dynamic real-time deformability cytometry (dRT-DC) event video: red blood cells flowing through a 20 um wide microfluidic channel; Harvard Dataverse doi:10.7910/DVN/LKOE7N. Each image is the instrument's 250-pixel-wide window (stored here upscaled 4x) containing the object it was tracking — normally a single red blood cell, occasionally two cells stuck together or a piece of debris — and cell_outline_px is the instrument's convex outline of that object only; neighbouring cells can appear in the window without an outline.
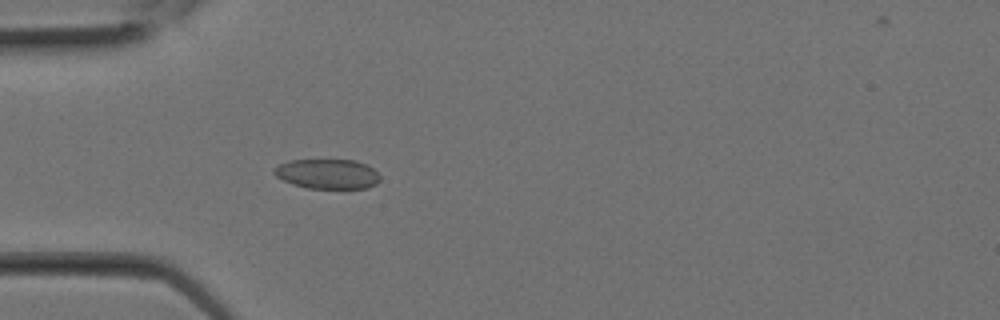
{"species": "Egyptian fruit bat (a non-hibernating species)", "species_latin": "Rousettus aegyptiacus", "temperature_condition": "room temperature", "stored_images_in_passage": 24, "camera_frame_rate_fps": 3000, "um_per_image_px": 0.085, "animal": {"sex": "female"}, "frame": {"image": 1, "passage_image": 7, "time_ms": 2.0, "image_size_px": [1000, 320], "cell_outline_px": [[380, 180], [376, 184], [368, 188], [308, 188], [292, 184], [276, 176], [272, 172], [280, 164], [288, 160], [356, 160], [372, 168], [380, 176]], "centroid_in_image_um": [27.84, 14.78], "position_along_channel_um": 57.2, "area_um2": 18.26}}
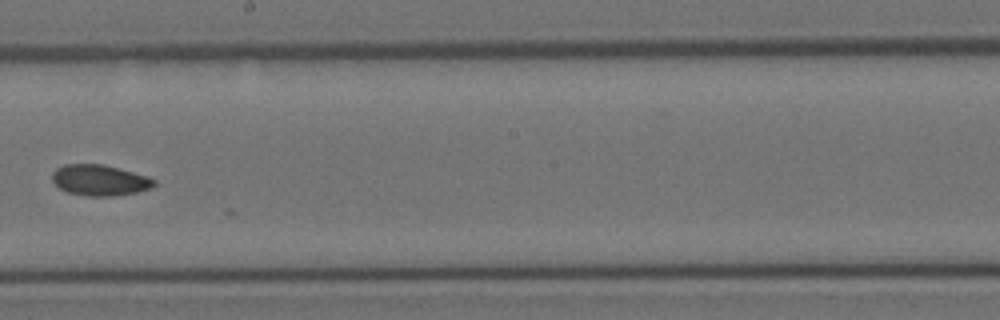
{"frame": {"image": 2, "passage_image": 14, "time_ms": 4.333, "image_size_px": [1000, 320], "cell_outline_px": [[156, 184], [152, 188], [136, 192], [116, 196], [88, 196], [68, 192], [60, 188], [52, 180], [52, 172], [56, 168], [64, 164], [104, 164], [148, 176], [156, 180]], "centroid_in_image_um": [8.49, 15.31], "position_along_channel_um": 239.7, "area_um2": 18.44}}
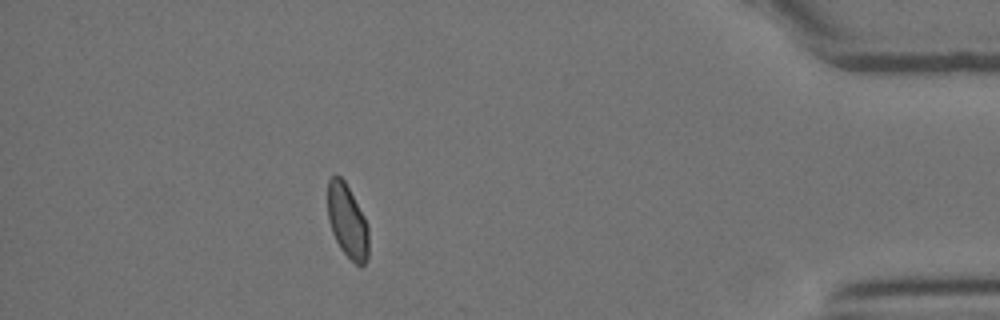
{"frame": {"image": 3, "passage_image": 22, "time_ms": 7.0, "image_size_px": [1000, 320], "cell_outline_px": [[368, 256], [364, 264], [360, 268], [340, 248], [332, 232], [328, 220], [328, 180], [336, 172], [344, 180], [364, 216], [368, 228]], "centroid_in_image_um": [29.52, 18.79], "position_along_channel_um": 405.7, "area_um2": 17.51}}